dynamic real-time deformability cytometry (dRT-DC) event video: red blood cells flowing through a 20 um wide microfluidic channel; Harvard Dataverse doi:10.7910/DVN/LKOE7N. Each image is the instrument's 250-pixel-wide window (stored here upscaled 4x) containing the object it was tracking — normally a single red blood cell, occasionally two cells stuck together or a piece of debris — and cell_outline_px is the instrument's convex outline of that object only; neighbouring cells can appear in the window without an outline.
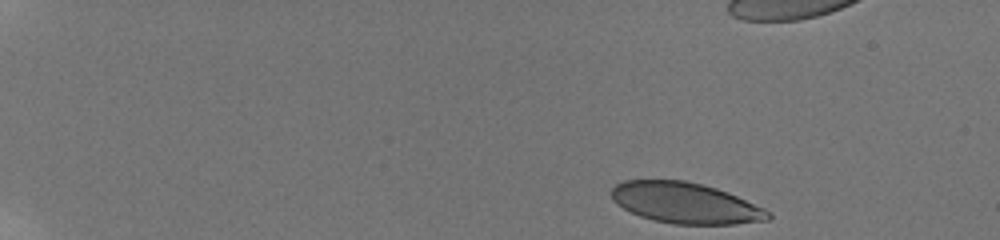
{"species": "human", "species_latin": "Homo sapiens", "temperature_condition": "room temperature", "stored_images_in_passage": 20, "camera_frame_rate_fps": 3000, "um_per_image_px": 0.085, "donor": {"sex": "male"}, "frame": {"image": 1, "passage_image": 1, "time_ms": 0.0, "image_size_px": [1000, 240], "cell_outline_px": [[772, 216], [768, 220], [736, 224], [672, 224], [652, 220], [640, 216], [616, 204], [612, 200], [612, 188], [616, 184], [624, 180], [684, 180], [716, 188], [728, 192], [764, 208], [772, 212]], "centroid_in_image_um": [58.27, 17.26], "position_along_channel_um": 26.7, "area_um2": 37.34}}